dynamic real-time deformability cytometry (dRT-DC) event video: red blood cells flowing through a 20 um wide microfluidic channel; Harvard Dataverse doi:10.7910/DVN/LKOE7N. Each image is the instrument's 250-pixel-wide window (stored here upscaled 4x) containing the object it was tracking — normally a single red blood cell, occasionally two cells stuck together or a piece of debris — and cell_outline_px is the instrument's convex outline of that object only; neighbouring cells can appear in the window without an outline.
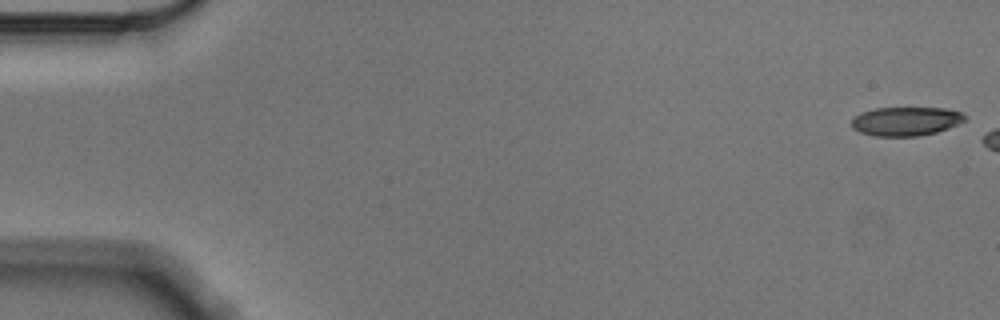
{"species": "Egyptian fruit bat (a non-hibernating species)", "species_latin": "Rousettus aegyptiacus", "temperature_condition": "cold", "stored_images_in_passage": 6, "camera_frame_rate_fps": 3000, "um_per_image_px": 0.085, "animal": {"sex": "male"}, "frame": {"image": 1, "passage_image": 1, "time_ms": 0.0, "image_size_px": [1000, 320], "cell_outline_px": [[968, 120], [948, 128], [936, 132], [920, 136], [872, 136], [860, 132], [852, 128], [852, 120], [860, 112], [876, 108], [944, 108], [960, 112], [968, 116]], "centroid_in_image_um": [77.02, 10.31], "position_along_channel_um": 8.0, "area_um2": 19.19}}